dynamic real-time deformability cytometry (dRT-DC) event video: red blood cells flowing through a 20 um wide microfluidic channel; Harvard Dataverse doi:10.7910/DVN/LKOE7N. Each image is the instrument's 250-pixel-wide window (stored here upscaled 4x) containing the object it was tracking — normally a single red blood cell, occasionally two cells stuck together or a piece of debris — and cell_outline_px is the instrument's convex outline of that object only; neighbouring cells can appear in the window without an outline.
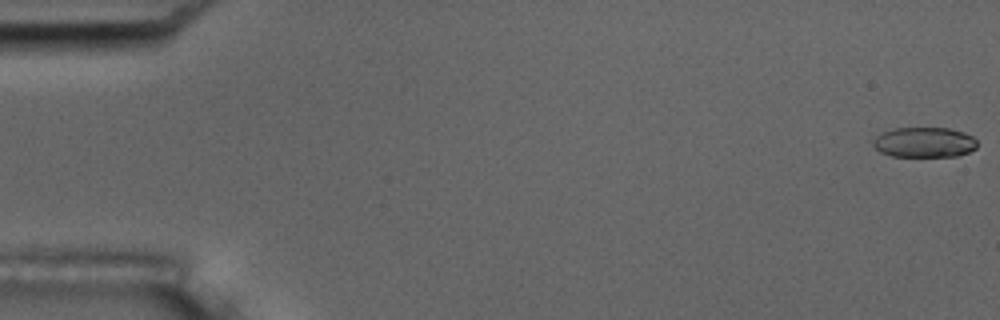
{"species": "common noctule bat (a hibernating species)", "species_latin": "Nyctalus noctula", "temperature_condition": "room temperature", "stored_images_in_passage": 17, "camera_frame_rate_fps": 3000, "um_per_image_px": 0.085, "animal": {"sex": "male", "body_mass_g": 17.5, "forearm_length_mm": 52.3}, "frame": {"image": 1, "passage_image": 1, "time_ms": 0.0, "image_size_px": [1000, 320], "cell_outline_px": [[976, 148], [968, 152], [956, 156], [892, 156], [880, 152], [872, 144], [872, 140], [876, 136], [884, 132], [896, 128], [948, 128], [964, 132], [972, 136], [976, 140]], "centroid_in_image_um": [78.56, 12.09], "position_along_channel_um": 6.4, "area_um2": 18.21}}
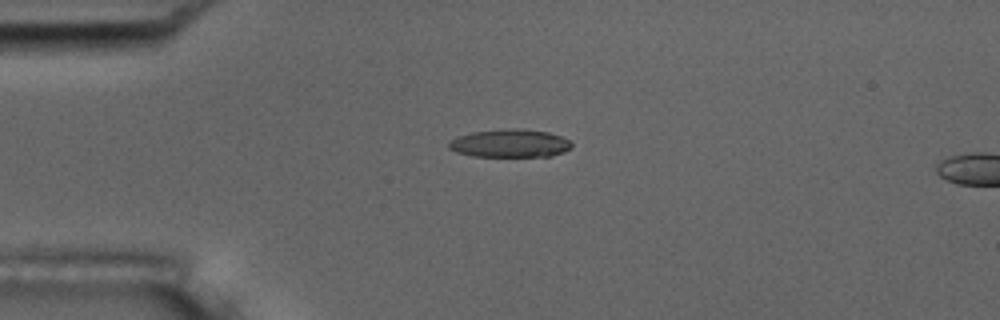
{"frame": {"image": 2, "passage_image": 14, "time_ms": 4.333, "image_size_px": [1000, 320], "cell_outline_px": [[572, 144], [564, 152], [552, 156], [472, 156], [456, 152], [448, 148], [448, 144], [452, 140], [460, 136], [472, 132], [512, 128], [520, 128], [548, 132], [560, 136], [568, 140]], "centroid_in_image_um": [43.34, 12.18], "position_along_channel_um": 41.7, "area_um2": 19.88}}